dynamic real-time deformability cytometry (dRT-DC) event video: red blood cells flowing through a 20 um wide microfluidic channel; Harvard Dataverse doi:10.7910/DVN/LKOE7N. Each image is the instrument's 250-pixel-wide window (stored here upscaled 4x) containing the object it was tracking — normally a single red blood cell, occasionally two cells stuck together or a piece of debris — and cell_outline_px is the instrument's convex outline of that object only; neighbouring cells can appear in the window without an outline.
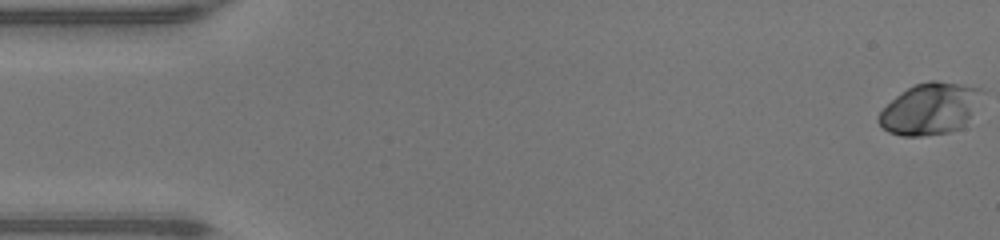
{"species": "human", "species_latin": "Homo sapiens", "temperature_condition": "warm", "stored_images_in_passage": 49, "camera_frame_rate_fps": 3000, "um_per_image_px": 0.085, "donor": {"sex": "male"}, "frame": {"image": 1, "passage_image": 1, "time_ms": 0.0, "image_size_px": [1000, 240], "cell_outline_px": [[980, 88], [968, 116], [964, 124], [960, 128], [948, 132], [920, 136], [900, 136], [888, 132], [876, 120], [876, 116], [896, 96], [908, 88], [916, 84], [928, 80], [936, 80], [960, 84]], "centroid_in_image_um": [78.92, 9.26], "position_along_channel_um": 6.1, "area_um2": 29.88}}
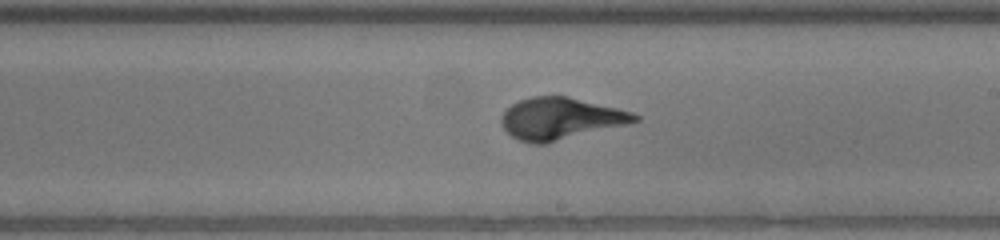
{"frame": {"image": 2, "passage_image": 28, "time_ms": 9.0, "image_size_px": [1000, 240], "cell_outline_px": [[640, 120], [628, 124], [548, 144], [532, 144], [520, 140], [512, 136], [500, 124], [500, 116], [512, 104], [520, 100], [532, 96], [568, 96], [632, 112], [640, 116]], "centroid_in_image_um": [47.64, 10.1], "position_along_channel_um": 241.4, "area_um2": 32.66}}
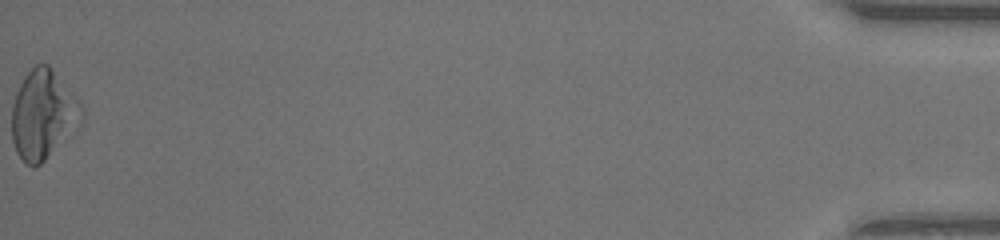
{"frame": {"image": 3, "passage_image": 49, "time_ms": 16.0, "image_size_px": [1000, 240], "cell_outline_px": [[84, 116], [76, 132], [40, 164], [32, 168], [16, 152], [12, 140], [12, 104], [16, 92], [24, 76], [36, 64], [48, 64], [80, 100], [84, 112]], "centroid_in_image_um": [3.7, 9.75], "position_along_channel_um": 431.5, "area_um2": 36.65}}